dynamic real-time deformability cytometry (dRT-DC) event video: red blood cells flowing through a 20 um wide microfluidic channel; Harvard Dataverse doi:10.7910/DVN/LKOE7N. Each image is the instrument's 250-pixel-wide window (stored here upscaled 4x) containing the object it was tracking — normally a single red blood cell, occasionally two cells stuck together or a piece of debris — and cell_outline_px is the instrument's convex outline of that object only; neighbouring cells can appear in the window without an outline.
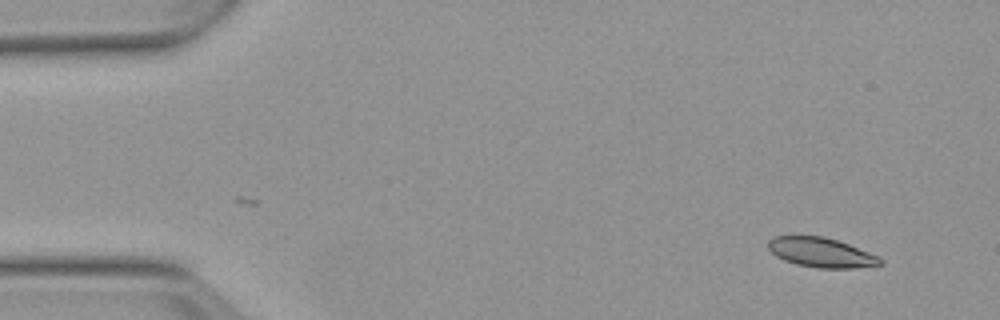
{"species": "Egyptian fruit bat (a non-hibernating species)", "species_latin": "Rousettus aegyptiacus", "temperature_condition": "warm", "stored_images_in_passage": 3, "camera_frame_rate_fps": 3000, "um_per_image_px": 0.085, "animal": {"sex": "female"}, "frame": {"image": 1, "passage_image": 3, "time_ms": 2.333, "image_size_px": [1000, 320], "cell_outline_px": [[884, 264], [852, 268], [816, 268], [796, 264], [784, 260], [776, 256], [768, 248], [768, 240], [772, 236], [824, 236], [848, 244], [880, 256], [884, 260]], "centroid_in_image_um": [69.81, 21.46], "position_along_channel_um": 15.2, "area_um2": 19.42}}